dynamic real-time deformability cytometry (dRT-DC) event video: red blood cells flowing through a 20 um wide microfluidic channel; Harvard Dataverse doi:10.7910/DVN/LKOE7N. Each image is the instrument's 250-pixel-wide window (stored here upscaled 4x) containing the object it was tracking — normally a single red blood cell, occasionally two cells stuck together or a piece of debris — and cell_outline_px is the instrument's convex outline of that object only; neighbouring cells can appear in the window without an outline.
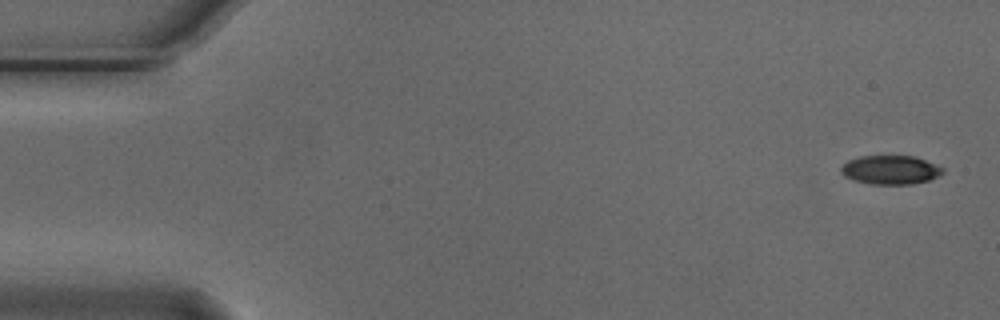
{"species": "Egyptian fruit bat (a non-hibernating species)", "species_latin": "Rousettus aegyptiacus", "temperature_condition": "cold", "stored_images_in_passage": 5, "camera_frame_rate_fps": 3000, "um_per_image_px": 0.085, "animal": {"sex": "male"}, "frame": {"image": 1, "passage_image": 1, "time_ms": 0.0, "image_size_px": [1000, 320], "cell_outline_px": [[944, 172], [928, 180], [912, 184], [872, 184], [856, 180], [844, 176], [840, 172], [840, 168], [848, 160], [860, 156], [916, 156], [944, 168]], "centroid_in_image_um": [75.68, 14.43], "position_along_channel_um": 9.3, "area_um2": 16.99}}
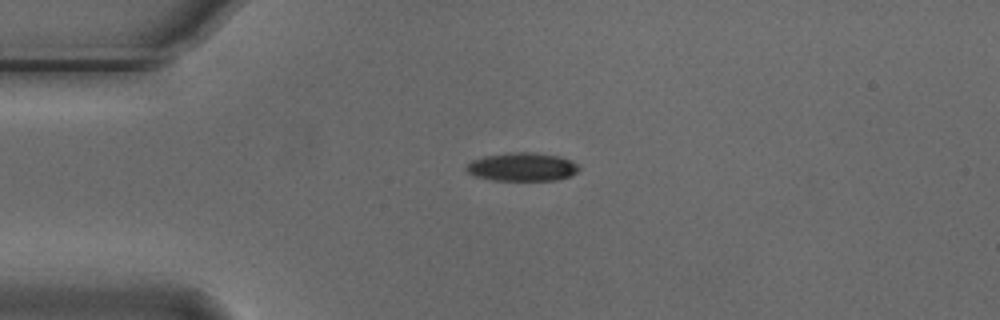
{"frame": {"image": 2, "passage_image": 4, "time_ms": 1.0, "image_size_px": [1000, 320], "cell_outline_px": [[580, 168], [576, 172], [568, 176], [556, 180], [492, 180], [476, 176], [468, 172], [464, 168], [472, 160], [484, 156], [508, 152], [536, 152], [556, 156], [572, 160], [580, 164]], "centroid_in_image_um": [44.39, 14.17], "position_along_channel_um": 40.6, "area_um2": 18.67}}